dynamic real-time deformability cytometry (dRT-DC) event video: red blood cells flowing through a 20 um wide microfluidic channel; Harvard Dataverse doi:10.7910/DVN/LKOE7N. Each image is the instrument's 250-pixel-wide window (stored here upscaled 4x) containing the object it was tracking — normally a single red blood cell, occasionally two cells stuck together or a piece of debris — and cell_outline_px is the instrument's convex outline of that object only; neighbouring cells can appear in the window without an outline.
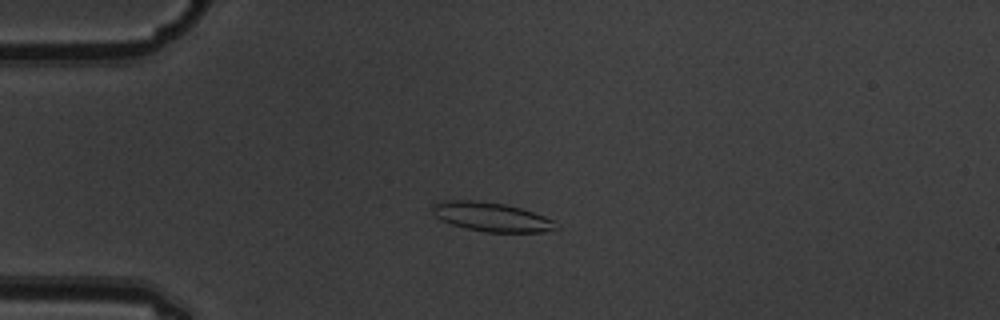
{"species": "common noctule bat (a hibernating species)", "species_latin": "Nyctalus noctula", "temperature_condition": "warm", "stored_images_in_passage": 5, "camera_frame_rate_fps": 3000, "um_per_image_px": 0.085, "animal": {"sex": "male", "body_mass_g": 19.5, "forearm_length_mm": 54.6}, "frame": {"image": 1, "passage_image": 4, "time_ms": 1.0, "image_size_px": [1000, 320], "cell_outline_px": [[560, 228], [544, 232], [484, 232], [452, 224], [436, 216], [432, 212], [432, 204], [444, 200], [476, 200], [504, 204], [520, 208], [544, 216], [552, 220]], "centroid_in_image_um": [41.78, 18.43], "position_along_channel_um": 43.2, "area_um2": 20.75}}